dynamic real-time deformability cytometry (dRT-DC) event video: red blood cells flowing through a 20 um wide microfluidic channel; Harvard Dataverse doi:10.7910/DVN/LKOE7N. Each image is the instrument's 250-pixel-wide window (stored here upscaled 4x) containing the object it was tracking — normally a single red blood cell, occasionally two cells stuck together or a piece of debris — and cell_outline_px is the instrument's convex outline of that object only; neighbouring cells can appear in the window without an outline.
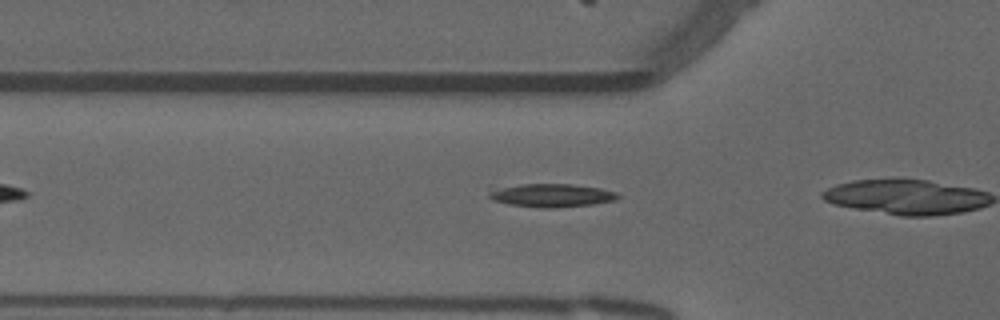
{"species": "common noctule bat (a hibernating species)", "species_latin": "Nyctalus noctula", "temperature_condition": "warm", "stored_images_in_passage": 8, "camera_frame_rate_fps": 3000, "um_per_image_px": 0.085, "animal": {"sex": "male", "forearm_length_mm": 52.5}, "frame": {"image": 1, "passage_image": 3, "time_ms": 0.667, "image_size_px": [1000, 320], "cell_outline_px": [[620, 196], [616, 200], [592, 204], [552, 208], [544, 208], [508, 204], [492, 200], [488, 196], [488, 184], [572, 184], [600, 188], [616, 192]], "centroid_in_image_um": [46.7, 16.57], "position_along_channel_um": 79.1, "area_um2": 18.09}}
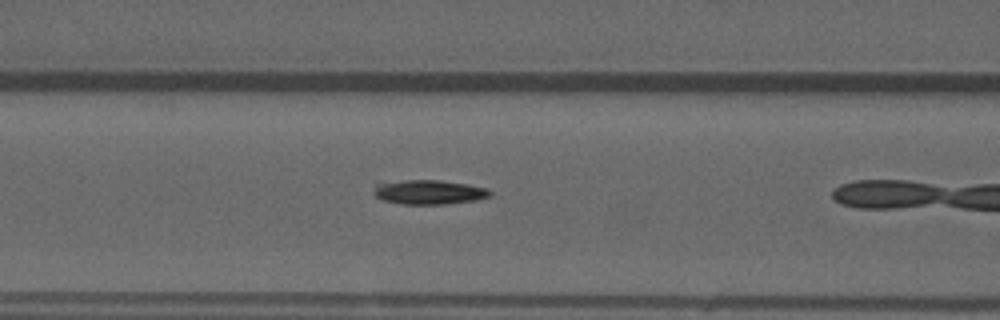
{"frame": {"image": 2, "passage_image": 7, "time_ms": 2.0, "image_size_px": [1000, 320], "cell_outline_px": [[492, 196], [476, 200], [444, 204], [400, 204], [380, 200], [372, 192], [376, 184], [404, 180], [440, 180], [468, 184], [488, 188], [492, 192]], "centroid_in_image_um": [36.47, 16.33], "position_along_channel_um": 130.1, "area_um2": 16.7}}